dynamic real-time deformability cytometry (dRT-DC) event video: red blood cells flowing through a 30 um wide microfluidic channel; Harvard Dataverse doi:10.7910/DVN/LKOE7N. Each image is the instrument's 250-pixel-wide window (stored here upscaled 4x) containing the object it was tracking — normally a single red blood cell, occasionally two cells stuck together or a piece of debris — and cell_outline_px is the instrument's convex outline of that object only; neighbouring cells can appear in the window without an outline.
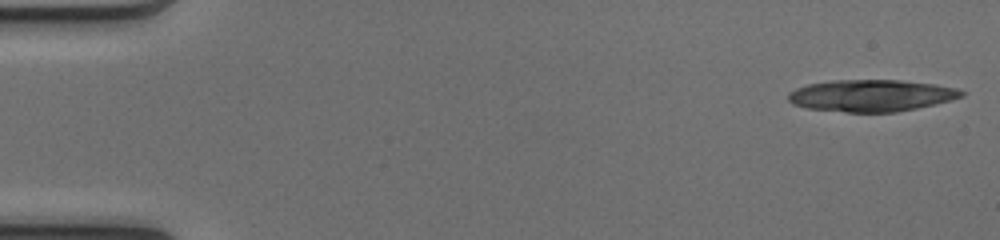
{"species": "common noctule bat (a hibernating species)", "species_latin": "Nyctalus noctula", "temperature_condition": "cold", "stored_images_in_passage": 8, "camera_frame_rate_fps": 3000, "um_per_image_px": 0.085, "animal": {"sex": "female", "body_mass_g": 17.0, "forearm_length_mm": 48.0}, "frame": {"image": 1, "passage_image": 1, "time_ms": 0.0, "image_size_px": [1000, 240], "cell_outline_px": [[964, 92], [960, 96], [948, 100], [916, 108], [896, 112], [848, 112], [808, 108], [792, 104], [788, 100], [788, 92], [796, 88], [808, 84], [836, 80], [900, 80], [932, 84], [956, 88]], "centroid_in_image_um": [73.98, 8.12], "position_along_channel_um": 11.0, "area_um2": 31.67}}